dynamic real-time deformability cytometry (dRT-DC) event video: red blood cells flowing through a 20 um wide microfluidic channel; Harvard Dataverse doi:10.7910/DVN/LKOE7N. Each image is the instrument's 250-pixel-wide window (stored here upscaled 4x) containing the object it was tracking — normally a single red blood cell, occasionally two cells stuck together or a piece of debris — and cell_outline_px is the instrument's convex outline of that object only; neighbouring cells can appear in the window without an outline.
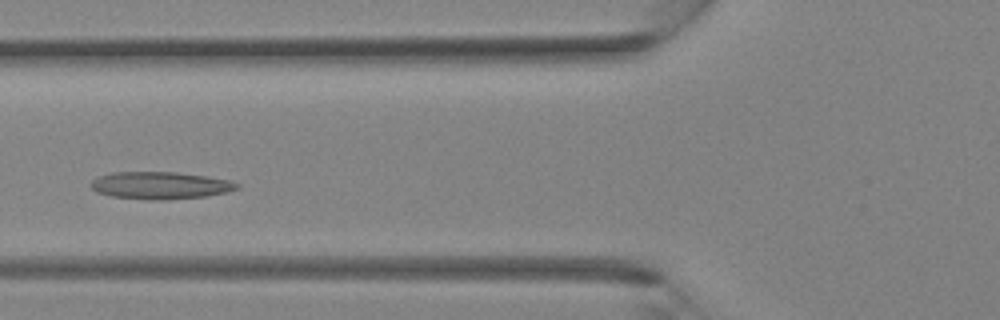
{"species": "Egyptian fruit bat (a non-hibernating species)", "species_latin": "Rousettus aegyptiacus", "temperature_condition": "room temperature", "stored_images_in_passage": 32, "camera_frame_rate_fps": 3000, "um_per_image_px": 0.085, "animal": {"sex": "female"}, "frame": {"image": 1, "passage_image": 10, "time_ms": 3.0, "image_size_px": [1000, 320], "cell_outline_px": [[240, 188], [228, 192], [208, 196], [168, 200], [152, 200], [112, 196], [96, 192], [88, 184], [96, 176], [112, 172], [176, 172], [204, 176], [228, 180], [240, 184]], "centroid_in_image_um": [13.6, 15.76], "position_along_channel_um": 112.2, "area_um2": 23.47}}
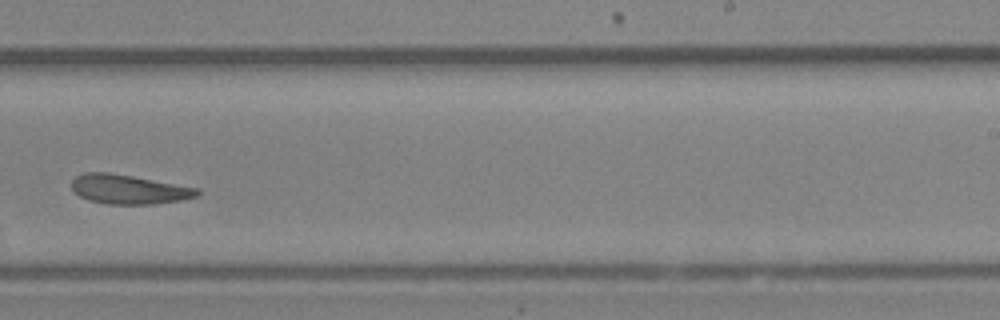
{"frame": {"image": 2, "passage_image": 19, "time_ms": 6.0, "image_size_px": [1000, 320], "cell_outline_px": [[200, 192], [196, 196], [180, 200], [156, 204], [108, 204], [88, 200], [80, 196], [72, 188], [72, 180], [76, 176], [84, 172], [108, 172], [132, 176], [200, 188]], "centroid_in_image_um": [10.95, 16.09], "position_along_channel_um": 278.1, "area_um2": 21.39}}
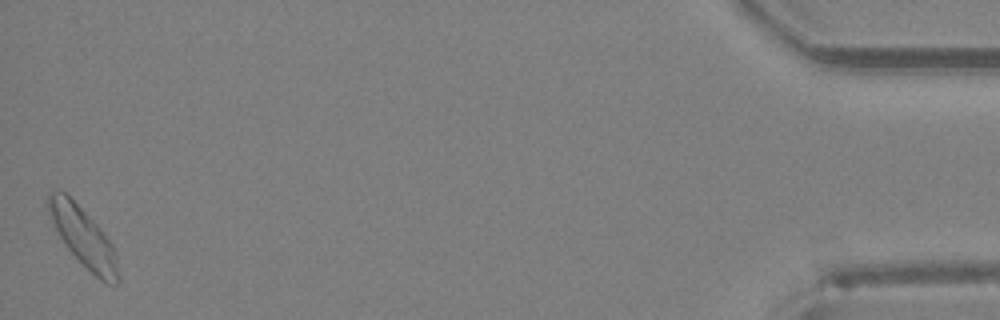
{"frame": {"image": 3, "passage_image": 32, "time_ms": 10.333, "image_size_px": [1000, 320], "cell_outline_px": [[120, 284], [108, 284], [100, 280], [64, 244], [48, 212], [48, 192], [52, 188], [56, 188], [64, 192], [100, 228], [112, 244], [116, 256], [120, 276]], "centroid_in_image_um": [7.1, 20.16], "position_along_channel_um": 428.1, "area_um2": 23.52}}